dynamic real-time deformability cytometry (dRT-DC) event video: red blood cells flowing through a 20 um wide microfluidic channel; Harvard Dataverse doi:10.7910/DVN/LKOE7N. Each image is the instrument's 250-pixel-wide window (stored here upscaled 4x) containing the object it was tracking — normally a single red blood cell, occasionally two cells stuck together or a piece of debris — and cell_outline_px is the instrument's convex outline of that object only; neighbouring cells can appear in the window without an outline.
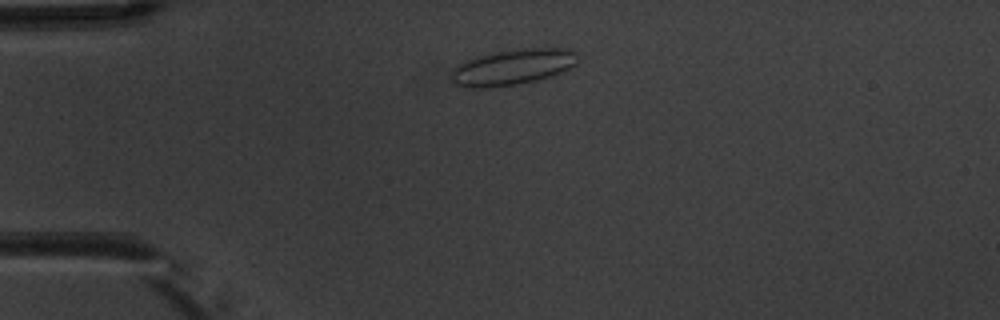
{"species": "common noctule bat (a hibernating species)", "species_latin": "Nyctalus noctula", "temperature_condition": "warm", "stored_images_in_passage": 5, "camera_frame_rate_fps": 3000, "um_per_image_px": 0.085, "animal": {"sex": "male", "body_mass_g": 20.1, "forearm_length_mm": 53.5}, "frame": {"image": 1, "passage_image": 5, "time_ms": 5.667, "image_size_px": [1000, 320], "cell_outline_px": [[580, 60], [576, 64], [560, 72], [536, 80], [516, 84], [488, 88], [464, 88], [456, 84], [452, 80], [452, 68], [456, 64], [464, 60], [476, 56], [496, 52], [528, 48], [564, 48], [576, 52]], "centroid_in_image_um": [43.54, 5.7], "position_along_channel_um": 41.5, "area_um2": 26.36}}